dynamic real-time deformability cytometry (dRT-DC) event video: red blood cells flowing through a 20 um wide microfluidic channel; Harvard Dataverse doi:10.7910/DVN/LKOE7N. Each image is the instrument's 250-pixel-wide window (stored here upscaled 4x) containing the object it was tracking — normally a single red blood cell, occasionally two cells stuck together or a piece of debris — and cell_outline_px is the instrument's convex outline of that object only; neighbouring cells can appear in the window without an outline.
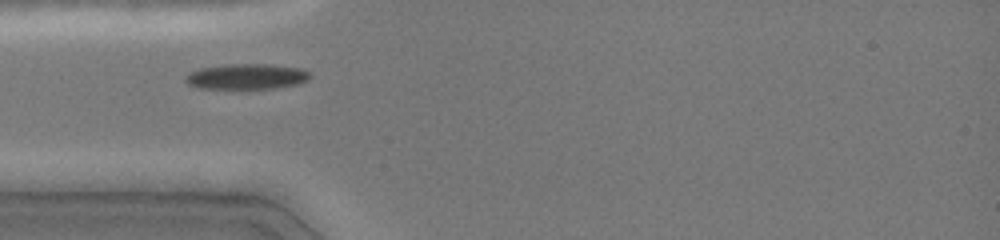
{"species": "common noctule bat (a hibernating species)", "species_latin": "Nyctalus noctula", "temperature_condition": "cold", "stored_images_in_passage": 26, "camera_frame_rate_fps": 3000, "um_per_image_px": 0.085, "animal": {"sex": "female", "body_mass_g": 19.0, "forearm_length_mm": 51.5}, "frame": {"image": 1, "passage_image": 1, "time_ms": 0.0, "image_size_px": [1000, 240], "cell_outline_px": [[312, 76], [308, 80], [300, 84], [276, 88], [200, 88], [188, 84], [184, 80], [184, 76], [188, 72], [200, 68], [224, 64], [272, 64], [300, 68], [308, 72]], "centroid_in_image_um": [20.96, 6.49], "position_along_channel_um": 64.0, "area_um2": 18.67}}
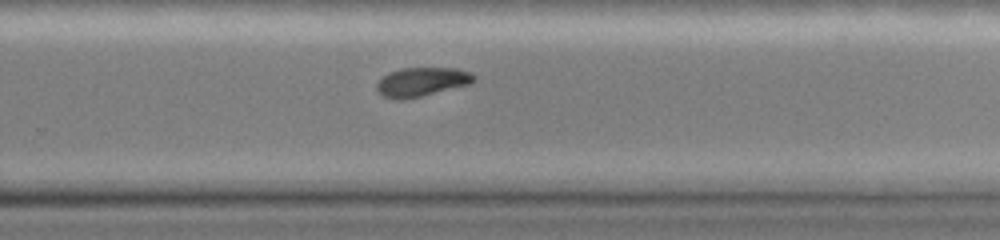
{"frame": {"image": 2, "passage_image": 17, "time_ms": 5.333, "image_size_px": [1000, 240], "cell_outline_px": [[476, 80], [472, 84], [420, 96], [400, 100], [396, 100], [384, 96], [376, 88], [376, 84], [388, 72], [400, 68], [452, 68], [472, 72], [476, 76]], "centroid_in_image_um": [35.89, 6.95], "position_along_channel_um": 293.9, "area_um2": 16.42}}
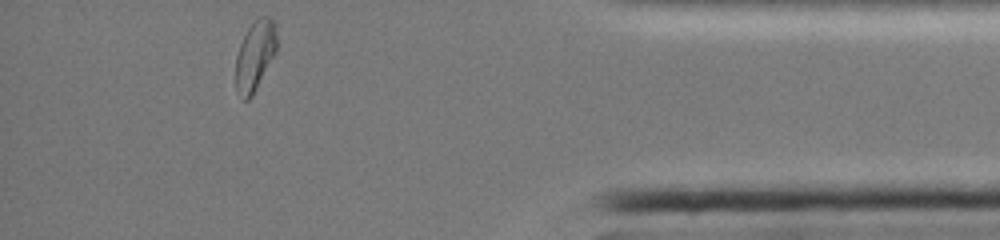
{"frame": {"image": 3, "passage_image": 26, "time_ms": 8.333, "image_size_px": [1000, 240], "cell_outline_px": [[276, 52], [252, 96], [248, 100], [244, 100], [236, 92], [236, 56], [240, 44], [248, 28], [260, 16], [268, 16], [272, 20], [276, 28]], "centroid_in_image_um": [21.67, 4.74], "position_along_channel_um": 413.5, "area_um2": 16.53}, "authors_computed_cell_mechanics": {"area_um2": 17.3978, "velocity_mm_per_s": 4.067, "shape_relaxation_time_tau1_ms": null, "shape_relaxation_time_tau2_ms": 2.8931, "deformation_change_tau1": null, "deformation_change_tau2": 0.0678}}